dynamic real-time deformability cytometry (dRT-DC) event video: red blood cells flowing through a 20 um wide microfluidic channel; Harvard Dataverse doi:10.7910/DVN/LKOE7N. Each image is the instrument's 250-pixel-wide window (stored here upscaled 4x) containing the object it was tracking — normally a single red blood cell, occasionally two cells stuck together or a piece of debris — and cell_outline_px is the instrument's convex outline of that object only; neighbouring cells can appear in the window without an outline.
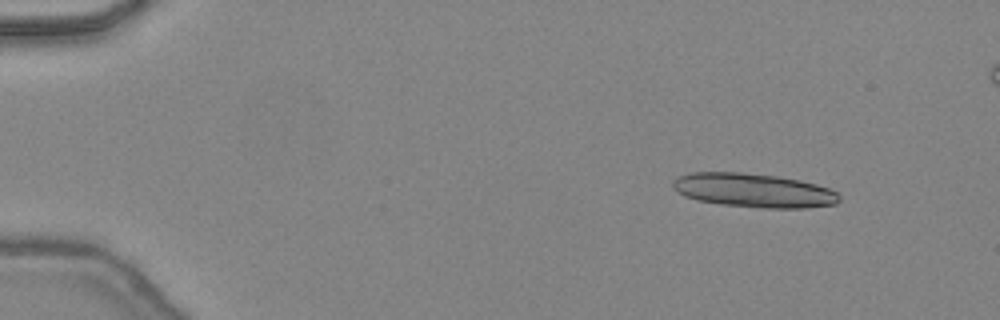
{"species": "common noctule bat (a hibernating species)", "species_latin": "Nyctalus noctula", "temperature_condition": "warm", "stored_images_in_passage": 18, "camera_frame_rate_fps": 3000, "um_per_image_px": 0.085, "animal": {"sex": "female", "body_mass_g": 24.6, "forearm_length_mm": 56.2}, "frame": {"image": 1, "passage_image": 1, "time_ms": 0.0, "image_size_px": [1000, 320], "cell_outline_px": [[840, 200], [836, 204], [808, 208], [760, 208], [720, 204], [696, 200], [684, 196], [676, 192], [672, 188], [672, 180], [676, 176], [688, 172], [740, 172], [776, 176], [800, 180], [816, 184], [828, 188], [836, 192], [840, 196]], "centroid_in_image_um": [64.0, 16.18], "position_along_channel_um": 21.0, "area_um2": 33.35}}